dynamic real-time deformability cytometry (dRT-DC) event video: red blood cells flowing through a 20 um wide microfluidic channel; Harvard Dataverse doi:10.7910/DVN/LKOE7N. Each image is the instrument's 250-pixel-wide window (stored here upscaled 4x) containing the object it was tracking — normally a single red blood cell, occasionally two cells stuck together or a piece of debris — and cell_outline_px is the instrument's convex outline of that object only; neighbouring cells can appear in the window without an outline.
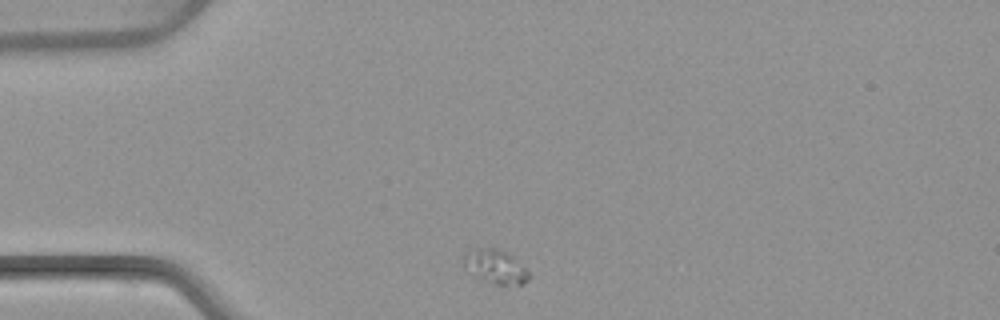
{"species": "common noctule bat (a hibernating species)", "species_latin": "Nyctalus noctula", "temperature_condition": "warm", "stored_images_in_passage": 2, "camera_frame_rate_fps": 3000, "um_per_image_px": 0.085, "animal": {"sex": "female", "body_mass_g": 22.7, "forearm_length_mm": 54.2}, "frame": {"image": 1, "passage_image": 1, "time_ms": 0.0, "image_size_px": [1000, 320], "cell_outline_px": [[528, 280], [524, 284], [496, 284], [472, 276], [464, 268], [460, 260], [464, 252], [480, 248], [500, 248], [512, 256], [528, 272]], "centroid_in_image_um": [42.01, 22.64], "position_along_channel_um": 43.0, "area_um2": 13.01}}